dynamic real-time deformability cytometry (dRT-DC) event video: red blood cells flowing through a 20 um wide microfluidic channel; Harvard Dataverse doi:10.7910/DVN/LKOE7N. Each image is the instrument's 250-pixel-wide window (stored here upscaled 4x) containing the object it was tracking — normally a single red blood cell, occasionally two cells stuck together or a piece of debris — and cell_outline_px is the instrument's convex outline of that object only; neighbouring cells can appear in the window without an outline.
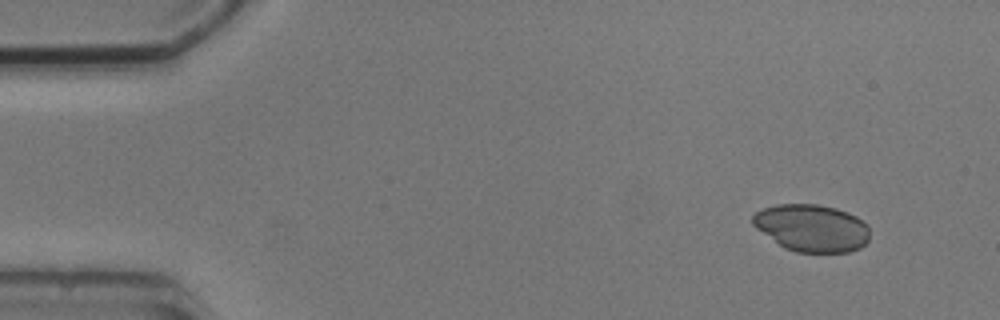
{"species": "common noctule bat (a hibernating species)", "species_latin": "Nyctalus noctula", "temperature_condition": "cold", "stored_images_in_passage": 5, "camera_frame_rate_fps": 3000, "um_per_image_px": 0.085, "animal": {"sex": "male", "body_mass_g": 20.5, "forearm_length_mm": 52.5}, "frame": {"image": 1, "passage_image": 2, "time_ms": 1.333, "image_size_px": [1000, 320], "cell_outline_px": [[868, 240], [860, 248], [848, 252], [796, 252], [784, 248], [756, 228], [752, 224], [752, 216], [756, 212], [764, 208], [776, 204], [816, 204], [836, 208], [848, 212], [856, 216], [868, 224]], "centroid_in_image_um": [69.0, 19.37], "position_along_channel_um": 16.0, "area_um2": 32.25}}